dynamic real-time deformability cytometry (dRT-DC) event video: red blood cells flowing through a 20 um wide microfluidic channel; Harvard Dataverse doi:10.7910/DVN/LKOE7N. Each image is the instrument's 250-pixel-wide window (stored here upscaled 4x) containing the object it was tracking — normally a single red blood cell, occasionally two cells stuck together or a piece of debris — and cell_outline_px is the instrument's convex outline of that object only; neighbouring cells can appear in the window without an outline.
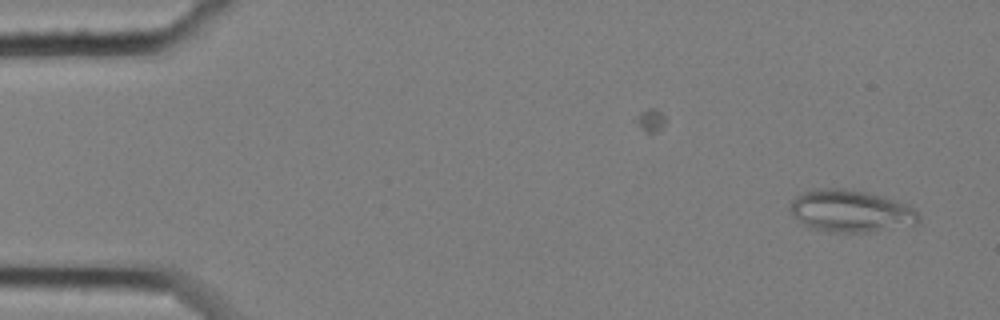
{"species": "common noctule bat (a hibernating species)", "species_latin": "Nyctalus noctula", "temperature_condition": "cold", "stored_images_in_passage": 46, "camera_frame_rate_fps": 3000, "um_per_image_px": 0.085, "animal": {"sex": "female", "body_mass_g": 25.1}, "frame": {"image": 1, "passage_image": 1, "time_ms": 0.0, "image_size_px": [1000, 320], "cell_outline_px": [[920, 220], [916, 224], [876, 232], [828, 232], [812, 228], [804, 224], [792, 216], [788, 208], [792, 200], [796, 196], [812, 188], [844, 188], [868, 192], [884, 196], [908, 204], [916, 208], [920, 216]], "centroid_in_image_um": [72.34, 17.93], "position_along_channel_um": 12.7, "area_um2": 32.25}}
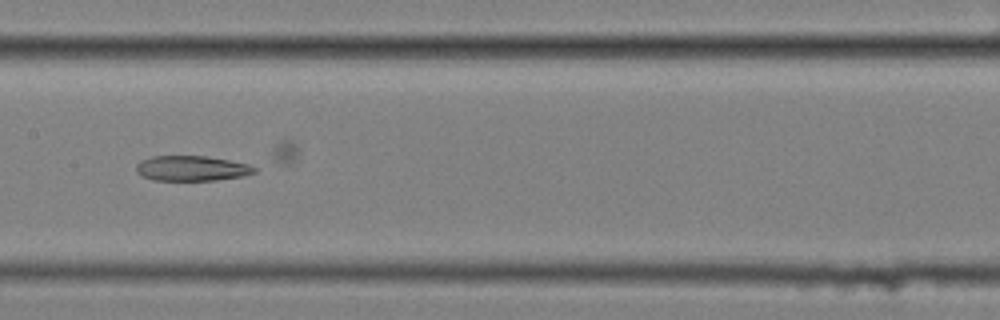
{"frame": {"image": 2, "passage_image": 27, "time_ms": 8.667, "image_size_px": [1000, 320], "cell_outline_px": [[256, 172], [240, 176], [216, 180], [152, 180], [136, 172], [136, 164], [140, 160], [152, 156], [204, 156], [228, 160], [248, 164], [256, 168]], "centroid_in_image_um": [16.25, 14.3], "position_along_channel_um": 191.2, "area_um2": 17.17}}
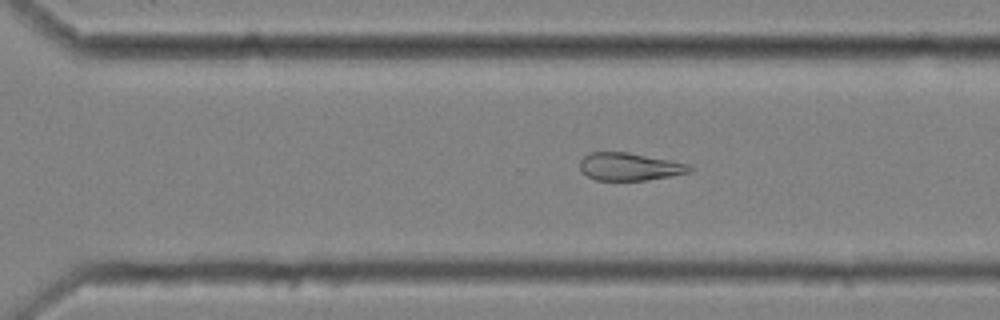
{"frame": {"image": 3, "passage_image": 38, "time_ms": 12.333, "image_size_px": [1000, 320], "cell_outline_px": [[692, 172], [644, 180], [596, 180], [588, 176], [580, 168], [580, 160], [588, 152], [628, 152], [688, 164], [692, 168]], "centroid_in_image_um": [53.48, 14.16], "position_along_channel_um": 317.1, "area_um2": 17.46}}